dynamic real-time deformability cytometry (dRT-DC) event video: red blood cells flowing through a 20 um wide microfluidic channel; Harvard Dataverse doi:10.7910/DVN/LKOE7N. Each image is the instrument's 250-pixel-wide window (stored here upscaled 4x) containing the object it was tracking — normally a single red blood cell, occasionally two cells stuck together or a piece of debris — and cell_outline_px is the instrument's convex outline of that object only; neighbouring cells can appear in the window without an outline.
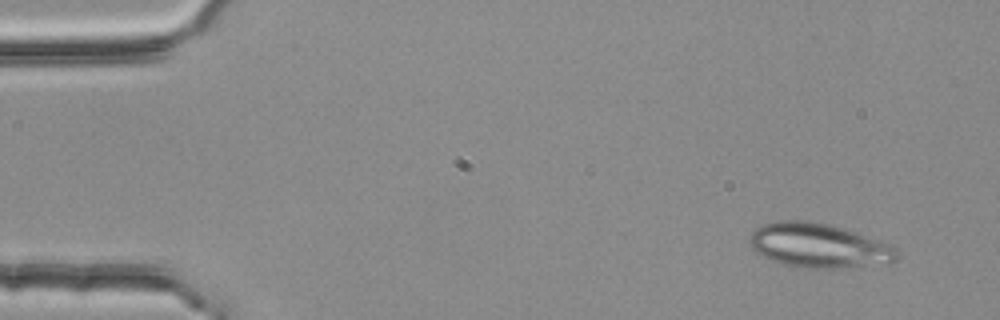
{"species": "common noctule bat (a hibernating species)", "species_latin": "Nyctalus noctula", "temperature_condition": "room temperature", "stored_images_in_passage": 4, "segment_of_instrument_passage": [1, 2], "camera_frame_rate_fps": 3000, "um_per_image_px": 0.085, "animal": {"sex": "female", "body_mass_g": 25.1}, "frame": {"image": 1, "passage_image": 1, "time_ms": 0.0, "image_size_px": [1000, 320], "cell_outline_px": [[900, 256], [892, 264], [836, 268], [812, 268], [788, 264], [772, 260], [756, 252], [752, 248], [748, 236], [756, 228], [764, 224], [784, 220], [804, 220], [824, 224], [856, 232], [896, 248]], "centroid_in_image_um": [69.62, 20.88], "position_along_channel_um": 15.4, "area_um2": 37.57}}